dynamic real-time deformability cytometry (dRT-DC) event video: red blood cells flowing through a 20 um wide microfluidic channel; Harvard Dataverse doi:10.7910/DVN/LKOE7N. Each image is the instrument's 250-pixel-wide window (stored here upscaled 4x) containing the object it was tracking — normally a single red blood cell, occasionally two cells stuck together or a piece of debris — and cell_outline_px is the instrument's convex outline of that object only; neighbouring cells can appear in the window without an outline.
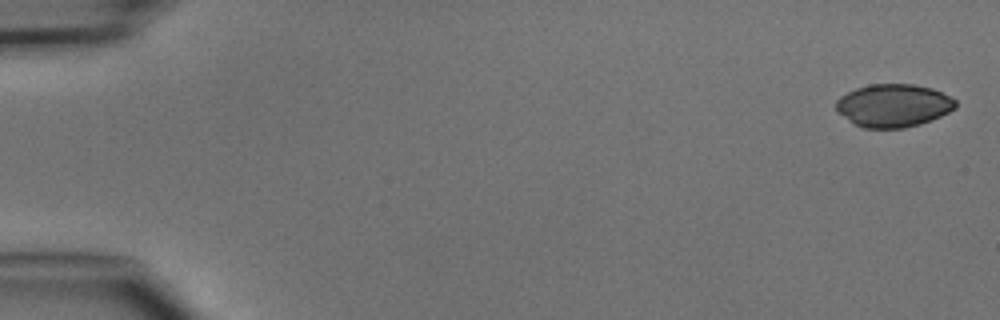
{"species": "common noctule bat (a hibernating species)", "species_latin": "Nyctalus noctula", "temperature_condition": "cold", "stored_images_in_passage": 5, "camera_frame_rate_fps": 3000, "um_per_image_px": 0.085, "animal": {"sex": "male", "body_mass_g": 15.6}, "frame": {"image": 1, "passage_image": 1, "time_ms": 0.0, "image_size_px": [1000, 320], "cell_outline_px": [[956, 108], [940, 116], [920, 124], [904, 128], [864, 128], [856, 124], [840, 112], [836, 108], [836, 100], [840, 96], [856, 88], [868, 84], [912, 84], [932, 88], [952, 96], [956, 100]], "centroid_in_image_um": [75.98, 8.95], "position_along_channel_um": 9.0, "area_um2": 29.77}}
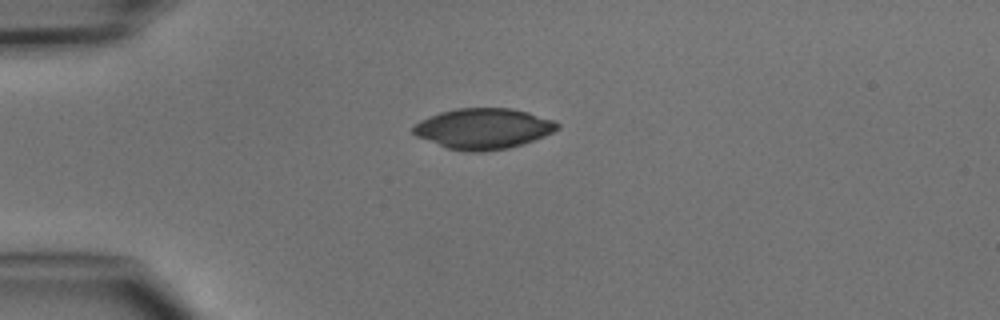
{"frame": {"image": 2, "passage_image": 4, "time_ms": 3.667, "image_size_px": [1000, 320], "cell_outline_px": [[560, 128], [544, 136], [524, 144], [508, 148], [484, 152], [464, 152], [448, 148], [416, 136], [412, 132], [412, 128], [420, 120], [440, 112], [456, 108], [512, 108], [528, 112], [556, 120], [560, 124]], "centroid_in_image_um": [41.11, 10.93], "position_along_channel_um": 43.9, "area_um2": 34.33}}